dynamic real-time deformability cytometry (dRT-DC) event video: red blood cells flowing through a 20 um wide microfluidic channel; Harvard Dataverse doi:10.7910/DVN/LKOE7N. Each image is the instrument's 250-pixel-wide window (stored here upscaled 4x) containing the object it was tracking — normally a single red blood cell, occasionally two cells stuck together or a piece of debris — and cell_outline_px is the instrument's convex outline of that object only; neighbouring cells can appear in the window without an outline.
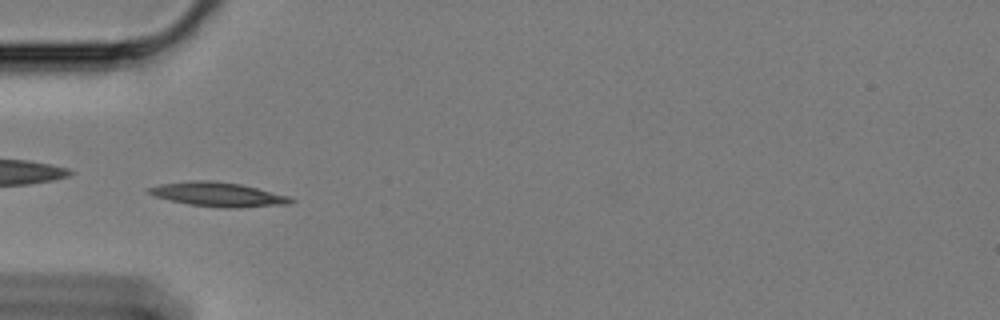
{"species": "Egyptian fruit bat (a non-hibernating species)", "species_latin": "Rousettus aegyptiacus", "temperature_condition": "cold", "stored_images_in_passage": 46, "camera_frame_rate_fps": 3000, "um_per_image_px": 0.085, "animal": {"sex": "female"}, "frame": {"image": 1, "passage_image": 5, "time_ms": 1.333, "image_size_px": [1000, 320], "cell_outline_px": [[296, 200], [292, 204], [240, 208], [224, 208], [188, 204], [168, 200], [156, 196], [148, 192], [148, 188], [160, 184], [188, 180], [212, 180], [240, 184], [288, 196]], "centroid_in_image_um": [18.56, 16.53], "position_along_channel_um": 66.4, "area_um2": 20.11}}
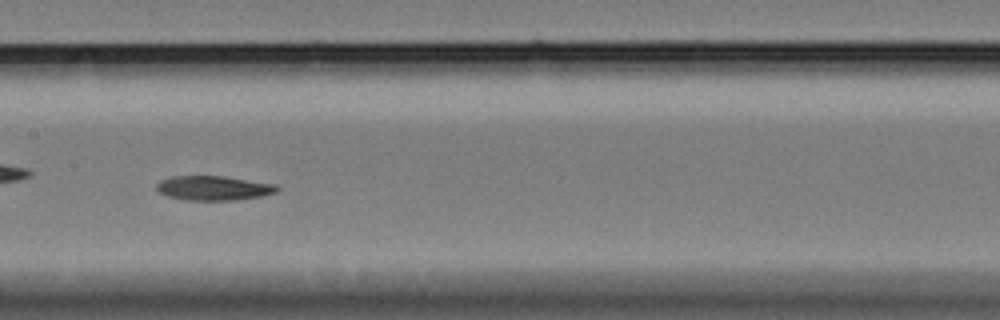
{"frame": {"image": 2, "passage_image": 16, "time_ms": 5.0, "image_size_px": [1000, 320], "cell_outline_px": [[280, 188], [276, 192], [260, 196], [236, 200], [188, 200], [168, 196], [160, 192], [156, 188], [156, 184], [160, 180], [172, 176], [224, 176], [276, 184]], "centroid_in_image_um": [18.16, 15.98], "position_along_channel_um": 189.2, "area_um2": 17.11}}
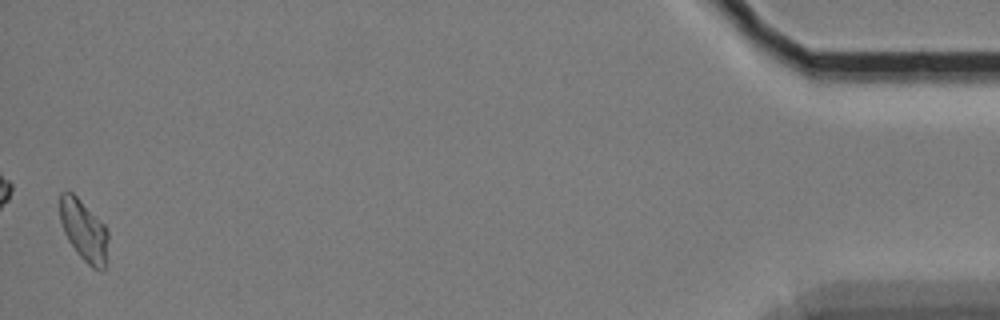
{"frame": {"image": 3, "passage_image": 45, "time_ms": 14.667, "image_size_px": [1000, 320], "cell_outline_px": [[108, 240], [104, 268], [100, 272], [92, 268], [76, 252], [68, 240], [64, 232], [60, 220], [60, 192], [68, 188], [104, 224], [108, 232]], "centroid_in_image_um": [7.11, 19.58], "position_along_channel_um": 428.1, "area_um2": 17.22}}